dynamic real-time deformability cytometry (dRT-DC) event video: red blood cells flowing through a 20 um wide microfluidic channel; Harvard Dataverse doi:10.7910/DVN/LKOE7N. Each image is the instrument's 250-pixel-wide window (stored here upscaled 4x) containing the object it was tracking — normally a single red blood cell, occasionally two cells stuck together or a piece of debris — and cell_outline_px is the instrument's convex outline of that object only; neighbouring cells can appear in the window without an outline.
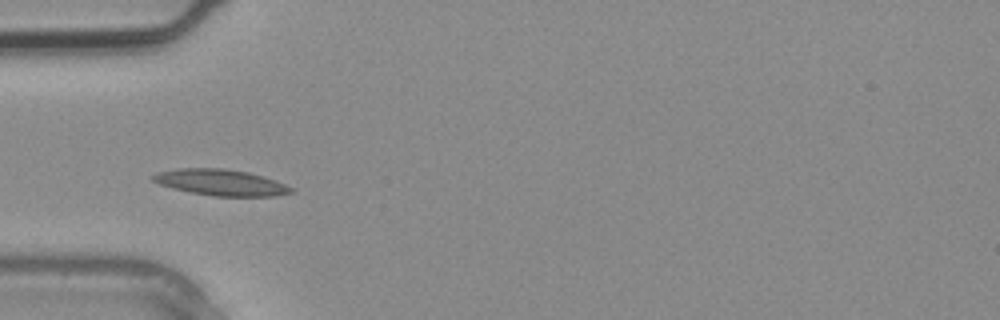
{"species": "common noctule bat (a hibernating species)", "species_latin": "Nyctalus noctula", "temperature_condition": "warm", "stored_images_in_passage": 3, "camera_frame_rate_fps": 3000, "um_per_image_px": 0.085, "animal": {"sex": "male", "body_mass_g": 20.4}, "frame": {"image": 1, "passage_image": 3, "time_ms": 0.667, "image_size_px": [1000, 320], "cell_outline_px": [[296, 192], [276, 196], [216, 196], [192, 192], [172, 188], [160, 184], [152, 180], [152, 176], [156, 172], [176, 168], [224, 168], [248, 172], [276, 180], [292, 188]], "centroid_in_image_um": [18.78, 15.5], "position_along_channel_um": 66.2, "area_um2": 21.04}}